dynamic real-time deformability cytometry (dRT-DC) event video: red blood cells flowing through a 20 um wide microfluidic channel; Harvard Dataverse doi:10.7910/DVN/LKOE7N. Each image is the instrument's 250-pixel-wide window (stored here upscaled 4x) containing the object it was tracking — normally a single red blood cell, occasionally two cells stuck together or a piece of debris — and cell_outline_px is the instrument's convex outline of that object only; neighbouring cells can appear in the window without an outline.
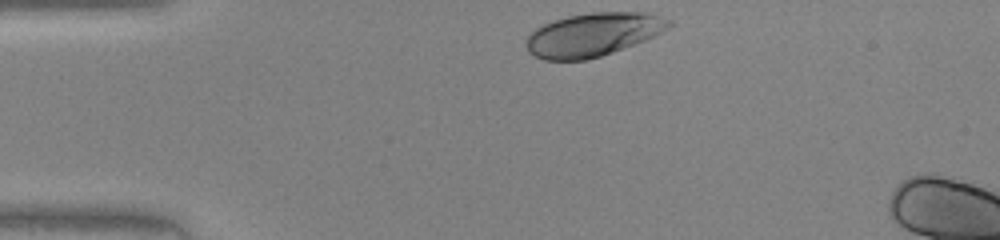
{"species": "human", "species_latin": "Homo sapiens", "temperature_condition": "warm", "stored_images_in_passage": 6, "camera_frame_rate_fps": 3000, "um_per_image_px": 0.085, "donor": {"sex": "female"}, "frame": {"image": 1, "passage_image": 1, "time_ms": 0.0, "image_size_px": [1000, 240], "cell_outline_px": [[672, 24], [668, 28], [644, 40], [612, 52], [600, 56], [584, 60], [544, 60], [528, 52], [524, 44], [524, 40], [536, 28], [544, 24], [568, 16], [592, 12], [644, 12], [672, 20]], "centroid_in_image_um": [50.37, 2.94], "position_along_channel_um": 34.6, "area_um2": 35.78}}